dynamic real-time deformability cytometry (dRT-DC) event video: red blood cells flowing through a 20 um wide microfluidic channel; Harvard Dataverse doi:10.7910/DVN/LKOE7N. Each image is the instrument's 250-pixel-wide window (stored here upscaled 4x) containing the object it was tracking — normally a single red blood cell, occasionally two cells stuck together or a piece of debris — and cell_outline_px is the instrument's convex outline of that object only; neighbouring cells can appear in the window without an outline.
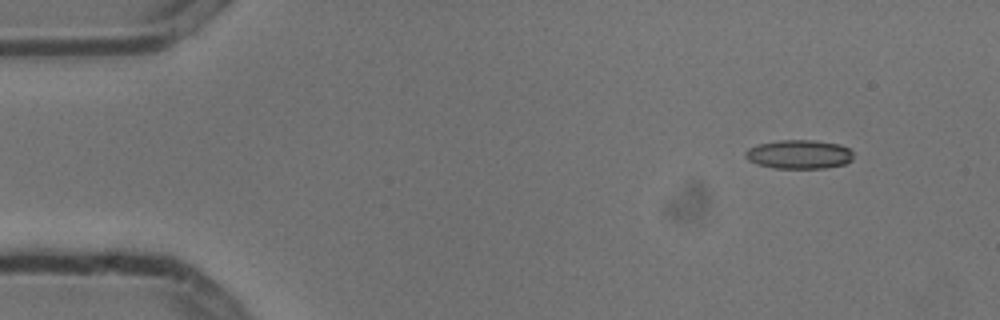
{"species": "common noctule bat (a hibernating species)", "species_latin": "Nyctalus noctula", "temperature_condition": "cold", "stored_images_in_passage": 5, "camera_frame_rate_fps": 3000, "um_per_image_px": 0.085, "animal": {"sex": "male", "body_mass_g": 13.3}, "frame": {"image": 1, "passage_image": 1, "time_ms": 0.0, "image_size_px": [1000, 320], "cell_outline_px": [[852, 160], [844, 164], [824, 168], [772, 168], [756, 164], [748, 160], [744, 156], [744, 152], [748, 148], [760, 144], [780, 140], [816, 140], [840, 144], [848, 148], [852, 152]], "centroid_in_image_um": [67.9, 13.12], "position_along_channel_um": 17.1, "area_um2": 18.26}}
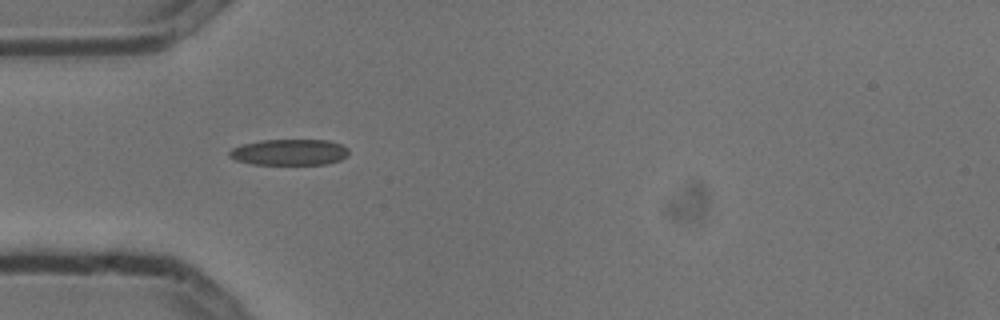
{"frame": {"image": 2, "passage_image": 4, "time_ms": 1.0, "image_size_px": [1000, 320], "cell_outline_px": [[348, 156], [340, 160], [324, 164], [252, 164], [236, 160], [228, 156], [228, 152], [232, 148], [244, 144], [260, 140], [328, 140], [340, 144], [348, 148]], "centroid_in_image_um": [24.59, 12.93], "position_along_channel_um": 60.4, "area_um2": 18.09}}
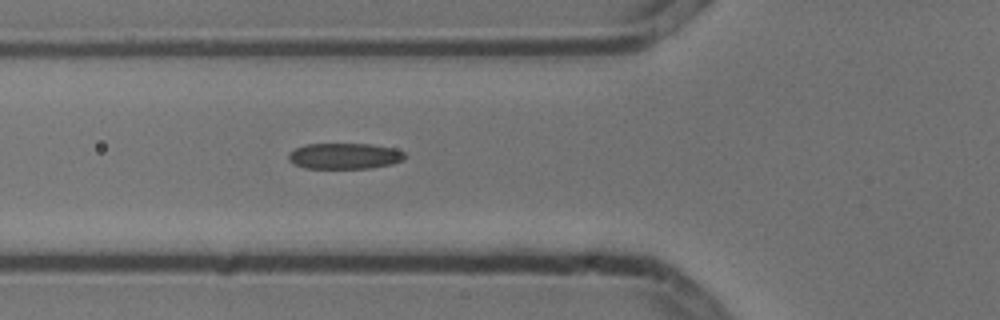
{"frame": {"image": 3, "passage_image": 5, "time_ms": 1.333, "image_size_px": [1000, 320], "cell_outline_px": [[408, 156], [404, 160], [392, 164], [368, 168], [304, 168], [292, 164], [288, 160], [288, 152], [304, 144], [372, 144], [392, 148], [404, 152]], "centroid_in_image_um": [29.27, 13.26], "position_along_channel_um": 96.5, "area_um2": 17.74}}